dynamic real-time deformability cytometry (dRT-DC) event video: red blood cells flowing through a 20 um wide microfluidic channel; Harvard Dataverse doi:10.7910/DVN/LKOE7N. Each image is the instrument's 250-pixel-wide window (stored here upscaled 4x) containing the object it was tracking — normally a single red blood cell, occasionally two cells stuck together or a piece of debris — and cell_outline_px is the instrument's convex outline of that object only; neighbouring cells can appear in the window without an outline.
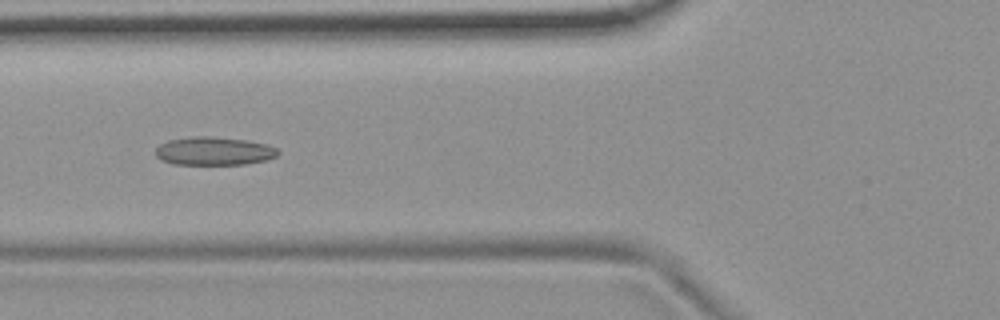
{"species": "common noctule bat (a hibernating species)", "species_latin": "Nyctalus noctula", "temperature_condition": "room temperature", "stored_images_in_passage": 8, "camera_frame_rate_fps": 3000, "um_per_image_px": 0.085, "animal": {"sex": "female", "body_mass_g": 19.9}, "frame": {"image": 1, "passage_image": 5, "time_ms": 4.667, "image_size_px": [1000, 320], "cell_outline_px": [[280, 152], [276, 156], [268, 160], [244, 164], [172, 164], [160, 160], [156, 156], [156, 148], [160, 144], [168, 140], [192, 136], [212, 136], [248, 140], [268, 144], [276, 148]], "centroid_in_image_um": [18.19, 12.83], "position_along_channel_um": 107.6, "area_um2": 20.4}}
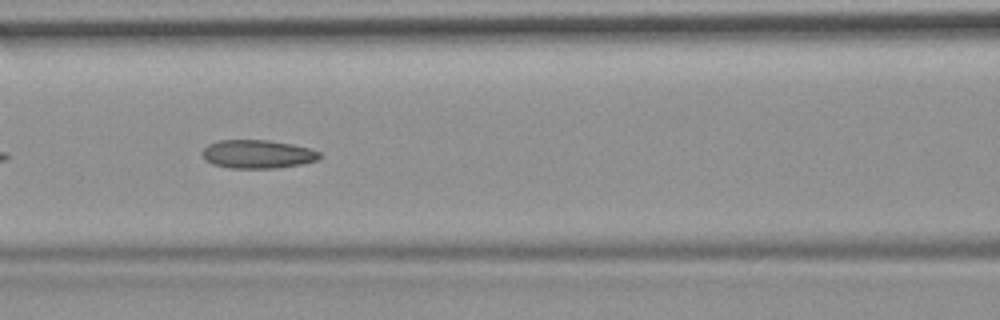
{"frame": {"image": 2, "passage_image": 6, "time_ms": 5.667, "image_size_px": [1000, 320], "cell_outline_px": [[324, 156], [320, 160], [300, 164], [276, 168], [228, 168], [212, 164], [204, 160], [200, 152], [208, 144], [220, 140], [268, 140], [292, 144], [312, 148], [320, 152]], "centroid_in_image_um": [21.91, 13.1], "position_along_channel_um": 144.7, "area_um2": 19.83}}